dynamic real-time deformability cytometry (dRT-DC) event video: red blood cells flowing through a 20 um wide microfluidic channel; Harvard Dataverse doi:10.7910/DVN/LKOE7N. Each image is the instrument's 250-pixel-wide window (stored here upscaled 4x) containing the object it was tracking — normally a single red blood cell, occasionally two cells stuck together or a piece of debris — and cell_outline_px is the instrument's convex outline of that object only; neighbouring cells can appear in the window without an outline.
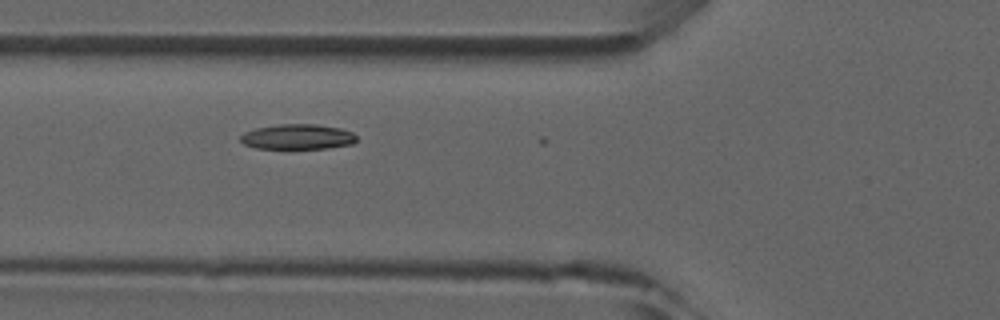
{"species": "common noctule bat (a hibernating species)", "species_latin": "Nyctalus noctula", "temperature_condition": "room temperature", "stored_images_in_passage": 4, "camera_frame_rate_fps": 3000, "um_per_image_px": 0.085, "animal": {"sex": "male", "forearm_length_mm": 52.5}, "frame": {"image": 1, "passage_image": 4, "time_ms": 3.333, "image_size_px": [1000, 320], "cell_outline_px": [[356, 140], [352, 144], [328, 148], [256, 148], [244, 144], [240, 140], [240, 136], [244, 132], [256, 128], [280, 124], [316, 124], [340, 128], [352, 132], [356, 136]], "centroid_in_image_um": [25.29, 11.62], "position_along_channel_um": 100.5, "area_um2": 16.94}}